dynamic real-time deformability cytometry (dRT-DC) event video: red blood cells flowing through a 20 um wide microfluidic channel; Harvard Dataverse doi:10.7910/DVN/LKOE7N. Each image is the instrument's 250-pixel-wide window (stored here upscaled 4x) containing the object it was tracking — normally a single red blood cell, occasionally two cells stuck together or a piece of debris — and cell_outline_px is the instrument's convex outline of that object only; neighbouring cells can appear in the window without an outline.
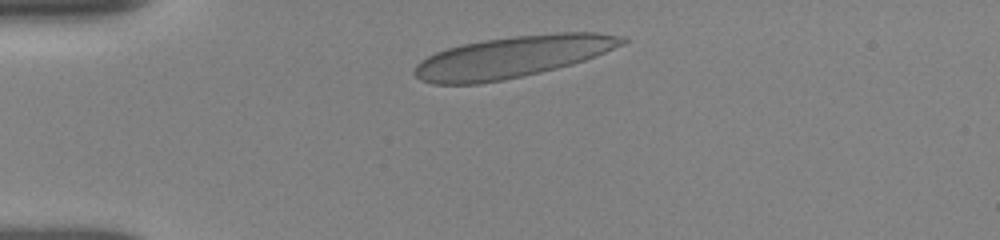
{"species": "human", "species_latin": "Homo sapiens", "temperature_condition": "room temperature", "stored_images_in_passage": 32, "camera_frame_rate_fps": 3000, "um_per_image_px": 0.085, "donor": {"sex": "female"}, "frame": {"image": 1, "passage_image": 2, "time_ms": 0.333, "image_size_px": [1000, 240], "cell_outline_px": [[628, 40], [624, 44], [596, 56], [572, 64], [524, 76], [504, 80], [480, 84], [432, 84], [420, 80], [412, 72], [416, 64], [420, 60], [436, 52], [448, 48], [464, 44], [484, 40], [516, 36], [556, 32], [596, 32], [624, 36]], "centroid_in_image_um": [43.56, 4.84], "position_along_channel_um": 41.4, "area_um2": 50.34}}
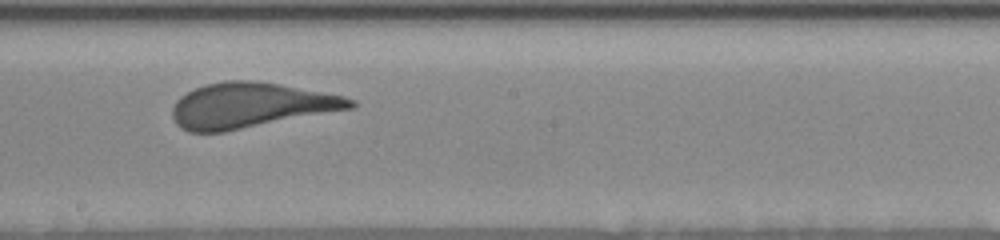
{"frame": {"image": 2, "passage_image": 17, "time_ms": 6.0, "image_size_px": [1000, 240], "cell_outline_px": [[356, 108], [224, 132], [188, 132], [180, 128], [176, 124], [172, 116], [172, 108], [176, 100], [180, 96], [204, 84], [224, 80], [252, 80], [280, 84], [344, 96], [356, 100]], "centroid_in_image_um": [21.3, 8.96], "position_along_channel_um": 226.9, "area_um2": 47.22}}
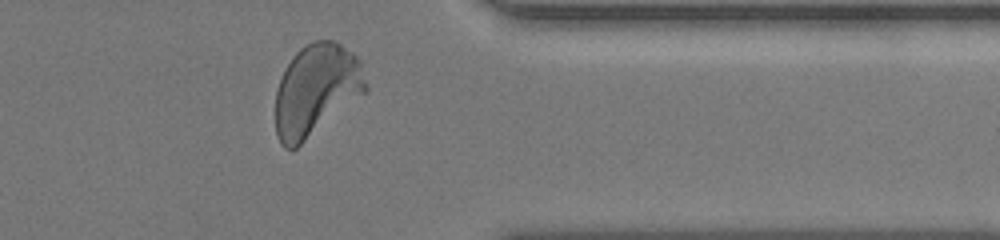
{"frame": {"image": 3, "passage_image": 29, "time_ms": 10.333, "image_size_px": [1000, 240], "cell_outline_px": [[368, 88], [364, 92], [296, 148], [284, 148], [280, 144], [276, 136], [276, 92], [280, 80], [292, 56], [304, 44], [312, 40], [336, 40], [352, 52], [360, 60], [368, 84]], "centroid_in_image_um": [26.87, 7.61], "position_along_channel_um": 384.5, "area_um2": 47.86}, "authors_computed_cell_mechanics": {"area_um2": 47.0203, "velocity_mm_per_s": 3.8241, "shape_relaxation_time_tau1_ms": 4.6889, "shape_relaxation_time_tau2_ms": null, "deformation_change_tau1": 0.1825, "deformation_change_tau2": null}}